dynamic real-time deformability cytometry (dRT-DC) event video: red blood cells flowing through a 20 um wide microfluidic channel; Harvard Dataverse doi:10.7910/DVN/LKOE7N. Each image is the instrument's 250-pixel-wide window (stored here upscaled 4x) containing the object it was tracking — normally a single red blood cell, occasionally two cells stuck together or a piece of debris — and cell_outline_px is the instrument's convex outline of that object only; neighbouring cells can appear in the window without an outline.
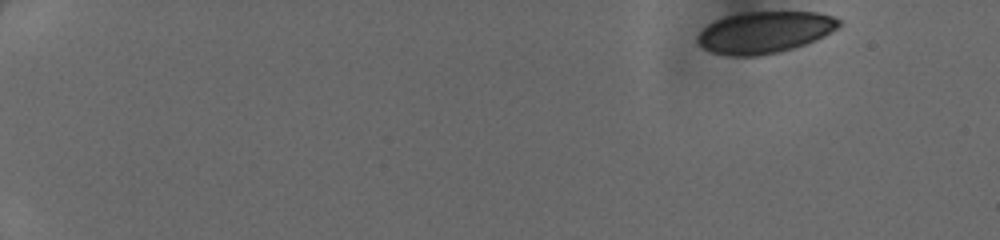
{"species": "human", "species_latin": "Homo sapiens", "temperature_condition": "cold", "stored_images_in_passage": 9, "camera_frame_rate_fps": 3000, "um_per_image_px": 0.085, "donor": {"sex": "female"}, "frame": {"image": 1, "passage_image": 1, "time_ms": 0.0, "image_size_px": [1000, 240], "cell_outline_px": [[840, 24], [836, 28], [816, 40], [780, 52], [756, 56], [732, 56], [712, 52], [704, 48], [696, 40], [696, 36], [708, 24], [716, 20], [728, 16], [748, 12], [816, 12], [832, 16], [840, 20]], "centroid_in_image_um": [64.98, 2.75], "position_along_channel_um": 20.0, "area_um2": 33.93}}